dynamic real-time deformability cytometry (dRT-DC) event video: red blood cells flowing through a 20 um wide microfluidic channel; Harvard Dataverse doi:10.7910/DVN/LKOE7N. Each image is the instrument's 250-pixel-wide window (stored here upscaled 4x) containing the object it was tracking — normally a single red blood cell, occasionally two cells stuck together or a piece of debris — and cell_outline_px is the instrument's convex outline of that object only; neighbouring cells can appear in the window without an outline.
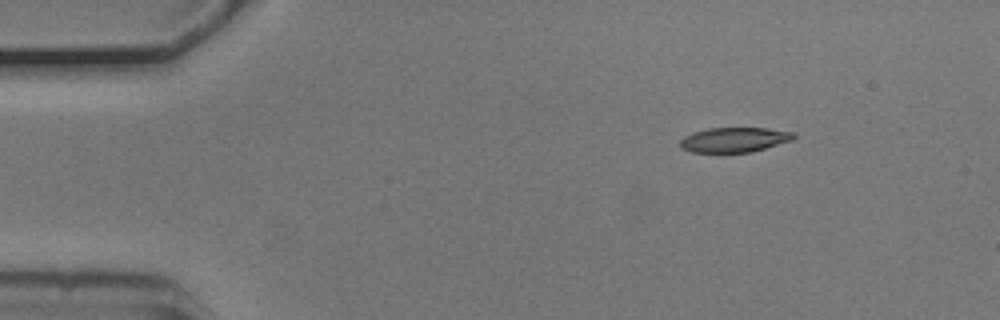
{"species": "common noctule bat (a hibernating species)", "species_latin": "Nyctalus noctula", "temperature_condition": "cold", "stored_images_in_passage": 3, "camera_frame_rate_fps": 3000, "um_per_image_px": 0.085, "animal": {"sex": "male", "body_mass_g": 20.5, "forearm_length_mm": 52.5}, "frame": {"image": 1, "passage_image": 1, "time_ms": 0.0, "image_size_px": [1000, 320], "cell_outline_px": [[796, 136], [792, 140], [752, 152], [692, 152], [680, 148], [680, 140], [684, 136], [692, 132], [708, 128], [764, 128], [796, 132]], "centroid_in_image_um": [62.41, 11.87], "position_along_channel_um": 22.6, "area_um2": 16.47}}